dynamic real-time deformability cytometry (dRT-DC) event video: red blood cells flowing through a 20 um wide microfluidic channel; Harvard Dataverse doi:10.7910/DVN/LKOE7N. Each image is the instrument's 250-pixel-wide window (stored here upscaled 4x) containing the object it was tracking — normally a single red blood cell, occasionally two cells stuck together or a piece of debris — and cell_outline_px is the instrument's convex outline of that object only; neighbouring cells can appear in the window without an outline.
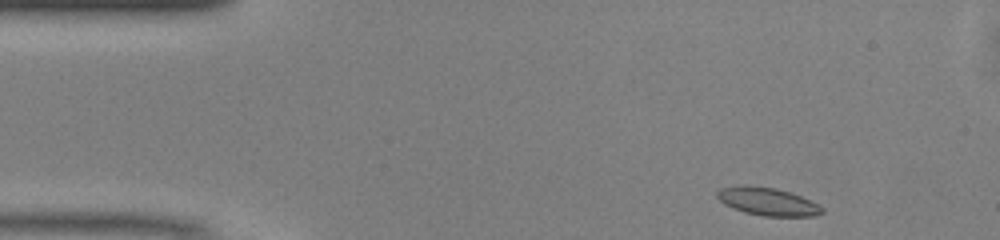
{"species": "common noctule bat (a hibernating species)", "species_latin": "Nyctalus noctula", "temperature_condition": "warm", "stored_images_in_passage": 44, "camera_frame_rate_fps": 3000, "um_per_image_px": 0.085, "animal": {"sex": "male", "body_mass_g": 13.0, "forearm_length_mm": 53.1}, "frame": {"image": 1, "passage_image": 1, "time_ms": 0.0, "image_size_px": [1000, 240], "cell_outline_px": [[824, 212], [816, 216], [764, 216], [744, 212], [732, 208], [724, 204], [716, 196], [716, 192], [720, 188], [744, 184], [776, 188], [800, 196], [824, 208]], "centroid_in_image_um": [65.2, 17.12], "position_along_channel_um": 19.8, "area_um2": 17.05}}
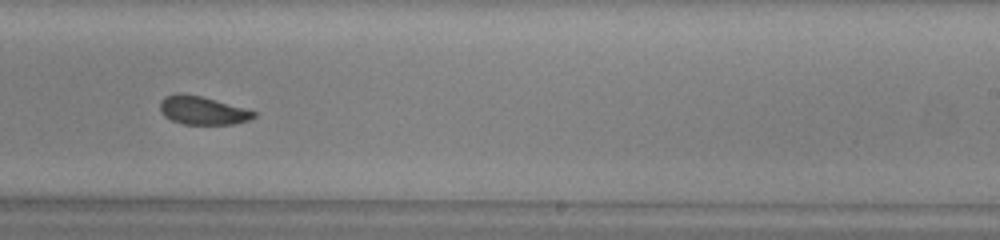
{"frame": {"image": 2, "passage_image": 25, "time_ms": 8.0, "image_size_px": [1000, 240], "cell_outline_px": [[256, 116], [248, 120], [232, 124], [184, 124], [172, 120], [164, 116], [160, 112], [160, 100], [164, 96], [176, 92], [180, 92], [200, 96], [244, 108], [256, 112]], "centroid_in_image_um": [17.15, 9.37], "position_along_channel_um": 271.8, "area_um2": 15.43}}
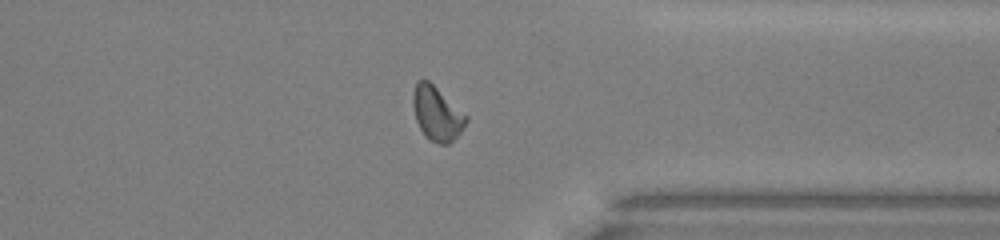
{"frame": {"image": 3, "passage_image": 33, "time_ms": 10.667, "image_size_px": [1000, 240], "cell_outline_px": [[468, 120], [460, 132], [448, 144], [440, 144], [428, 140], [424, 136], [416, 120], [412, 104], [412, 92], [416, 80], [428, 80], [468, 116]], "centroid_in_image_um": [37.1, 9.64], "position_along_channel_um": 374.3, "area_um2": 16.76}, "authors_computed_cell_mechanics": {"area_um2": 16.3574, "velocity_mm_per_s": 4.1114, "shape_relaxation_time_tau1_ms": 2.474, "shape_relaxation_time_tau2_ms": 3.1819, "deformation_change_tau1": 0.0939, "deformation_change_tau2": 0.0633}}